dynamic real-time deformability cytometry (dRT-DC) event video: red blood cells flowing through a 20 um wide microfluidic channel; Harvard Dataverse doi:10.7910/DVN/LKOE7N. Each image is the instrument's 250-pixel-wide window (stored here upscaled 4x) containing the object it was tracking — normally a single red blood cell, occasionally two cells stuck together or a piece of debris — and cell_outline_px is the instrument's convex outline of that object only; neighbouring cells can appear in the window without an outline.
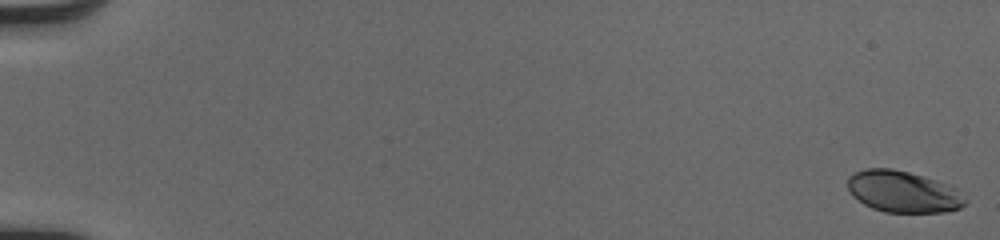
{"species": "human", "species_latin": "Homo sapiens", "temperature_condition": "cold", "stored_images_in_passage": 53, "camera_frame_rate_fps": 3000, "um_per_image_px": 0.085, "donor": {"sex": "male"}, "frame": {"image": 1, "passage_image": 1, "time_ms": 0.0, "image_size_px": [1000, 240], "cell_outline_px": [[968, 200], [960, 208], [944, 212], [884, 212], [872, 208], [864, 204], [852, 196], [848, 188], [848, 176], [856, 172], [868, 168], [892, 168], [908, 172], [948, 184], [956, 188], [968, 196]], "centroid_in_image_um": [76.79, 16.3], "position_along_channel_um": 8.2, "area_um2": 28.55}}
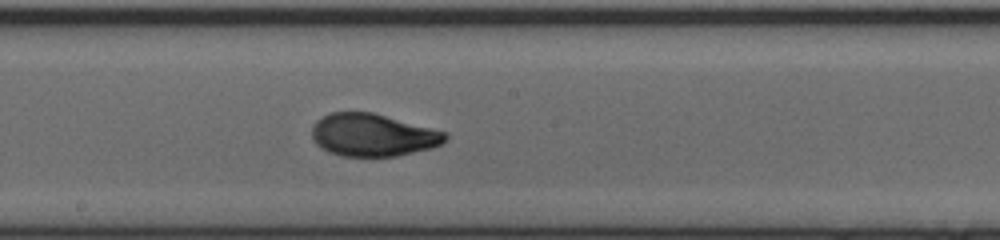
{"frame": {"image": 2, "passage_image": 31, "time_ms": 10.0, "image_size_px": [1000, 240], "cell_outline_px": [[448, 136], [440, 144], [432, 148], [396, 156], [344, 156], [328, 152], [320, 148], [316, 144], [312, 136], [312, 128], [316, 120], [332, 112], [372, 112], [448, 132]], "centroid_in_image_um": [31.69, 11.48], "position_along_channel_um": 216.5, "area_um2": 33.06}}
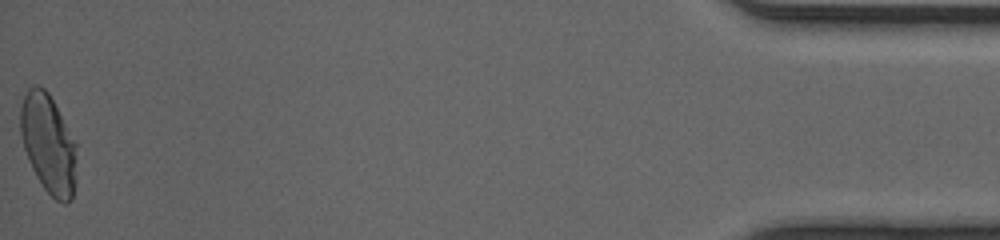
{"frame": {"image": 3, "passage_image": 53, "time_ms": 17.333, "image_size_px": [1000, 240], "cell_outline_px": [[76, 156], [72, 200], [68, 204], [64, 204], [56, 200], [44, 188], [36, 176], [32, 168], [24, 148], [20, 132], [20, 108], [24, 96], [28, 88], [36, 84], [44, 88], [48, 92], [76, 140]], "centroid_in_image_um": [4.11, 12.2], "position_along_channel_um": 431.1, "area_um2": 32.43}, "authors_computed_cell_mechanics": {"area_um2": 32.1946, "velocity_mm_per_s": 4.0947, "shape_relaxation_time_tau1_ms": 4.1543, "shape_relaxation_time_tau2_ms": 0.9399, "deformation_change_tau1": 0.1813, "deformation_change_tau2": 0.0566}}